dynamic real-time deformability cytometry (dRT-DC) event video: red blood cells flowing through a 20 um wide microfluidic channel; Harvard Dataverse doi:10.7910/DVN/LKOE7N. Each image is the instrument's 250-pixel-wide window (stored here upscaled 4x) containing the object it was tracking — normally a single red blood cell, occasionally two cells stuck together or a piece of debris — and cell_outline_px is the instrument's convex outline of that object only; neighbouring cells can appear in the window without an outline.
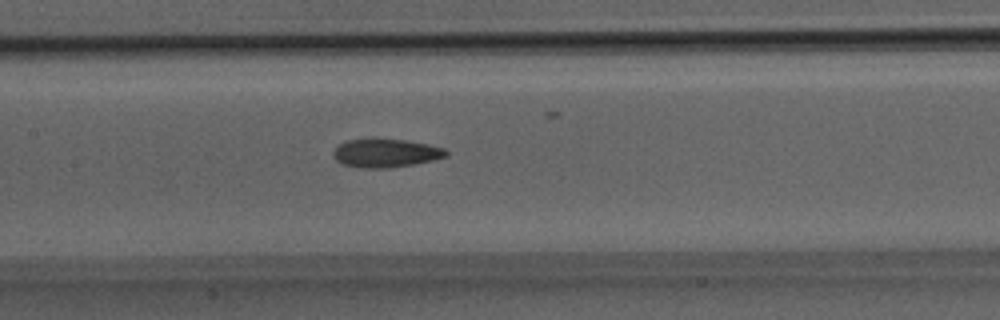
{"species": "Egyptian fruit bat (a non-hibernating species)", "species_latin": "Rousettus aegyptiacus", "temperature_condition": "room temperature", "stored_images_in_passage": 21, "camera_frame_rate_fps": 3000, "um_per_image_px": 0.085, "animal": {"sex": "male"}, "frame": {"image": 1, "passage_image": 10, "time_ms": 3.0, "image_size_px": [1000, 320], "cell_outline_px": [[448, 156], [432, 160], [412, 164], [388, 168], [364, 168], [344, 164], [336, 160], [332, 152], [340, 144], [348, 140], [372, 136], [376, 136], [404, 140], [428, 144], [444, 148], [448, 152]], "centroid_in_image_um": [32.77, 12.97], "position_along_channel_um": 174.6, "area_um2": 19.07}}